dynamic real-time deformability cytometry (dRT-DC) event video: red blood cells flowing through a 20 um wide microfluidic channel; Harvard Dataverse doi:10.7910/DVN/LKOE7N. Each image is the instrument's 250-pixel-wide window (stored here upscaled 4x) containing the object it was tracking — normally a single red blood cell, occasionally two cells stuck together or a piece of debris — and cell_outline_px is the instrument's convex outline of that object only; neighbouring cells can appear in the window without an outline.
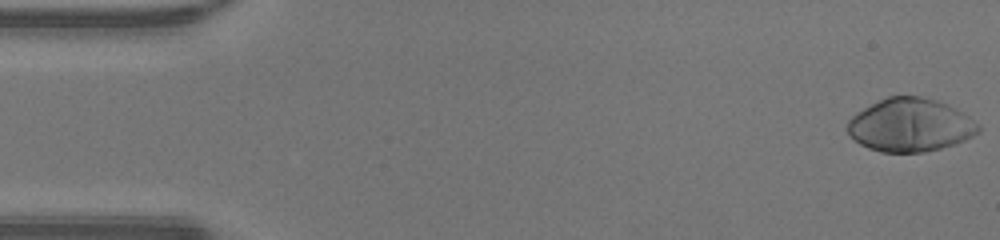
{"species": "human", "species_latin": "Homo sapiens", "temperature_condition": "warm", "stored_images_in_passage": 47, "camera_frame_rate_fps": 3000, "um_per_image_px": 0.085, "donor": {"sex": "male"}, "frame": {"image": 1, "passage_image": 1, "time_ms": 0.0, "image_size_px": [1000, 240], "cell_outline_px": [[980, 132], [964, 140], [940, 148], [924, 152], [880, 152], [868, 148], [860, 144], [848, 132], [848, 120], [856, 112], [888, 96], [920, 96], [936, 100], [956, 108], [980, 124]], "centroid_in_image_um": [77.38, 10.63], "position_along_channel_um": 7.6, "area_um2": 40.34}}
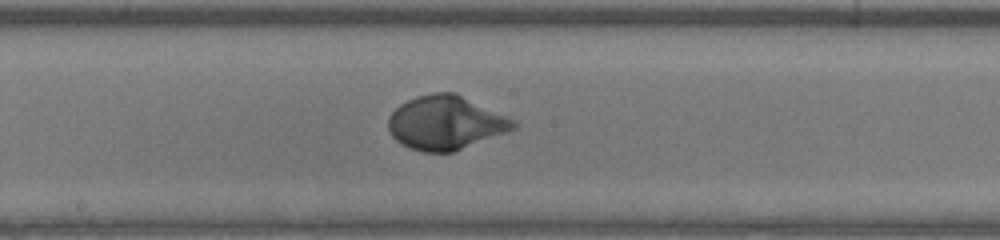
{"frame": {"image": 2, "passage_image": 25, "time_ms": 8.0, "image_size_px": [1000, 240], "cell_outline_px": [[516, 128], [452, 152], [424, 152], [400, 144], [392, 136], [388, 128], [388, 116], [400, 104], [416, 96], [432, 92], [456, 92], [508, 116], [516, 120]], "centroid_in_image_um": [37.87, 10.41], "position_along_channel_um": 210.3, "area_um2": 39.25}}
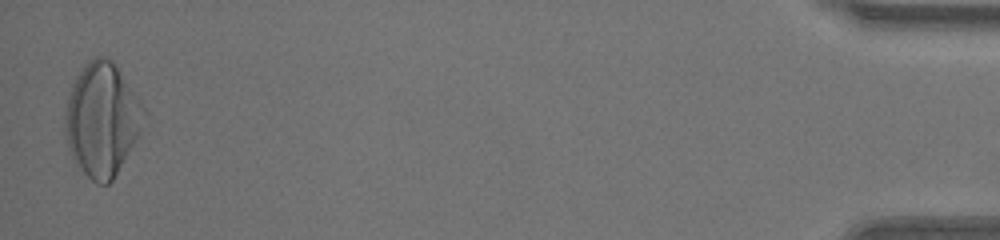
{"frame": {"image": 3, "passage_image": 47, "time_ms": 15.333, "image_size_px": [1000, 240], "cell_outline_px": [[148, 112], [140, 136], [112, 180], [108, 184], [96, 184], [76, 168], [68, 148], [64, 132], [64, 116], [68, 96], [72, 84], [76, 76], [88, 60], [96, 56], [104, 56], [112, 60], [116, 64]], "centroid_in_image_um": [8.67, 10.18], "position_along_channel_um": 426.5, "area_um2": 53.0}, "authors_computed_cell_mechanics": {"area_um2": 38.8994, "velocity_mm_per_s": 4.3183, "shape_relaxation_time_tau1_ms": 2.4991, "shape_relaxation_time_tau2_ms": null, "deformation_change_tau1": 0.2192, "deformation_change_tau2": null}}